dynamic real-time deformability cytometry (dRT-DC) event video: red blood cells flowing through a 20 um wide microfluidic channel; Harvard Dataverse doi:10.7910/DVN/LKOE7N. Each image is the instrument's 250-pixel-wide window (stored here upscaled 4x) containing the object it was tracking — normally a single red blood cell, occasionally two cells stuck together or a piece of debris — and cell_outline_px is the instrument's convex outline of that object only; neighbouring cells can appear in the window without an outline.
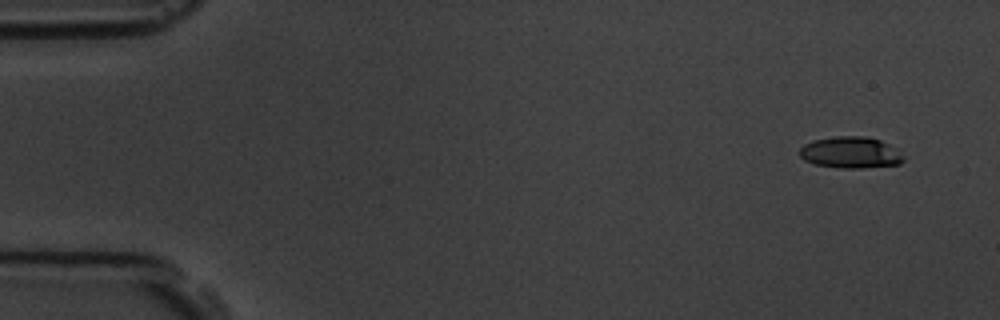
{"species": "common noctule bat (a hibernating species)", "species_latin": "Nyctalus noctula", "temperature_condition": "room temperature", "stored_images_in_passage": 5, "camera_frame_rate_fps": 3000, "um_per_image_px": 0.085, "animal": {"sex": "male", "body_mass_g": 19.5, "forearm_length_mm": 54.6}, "frame": {"image": 1, "passage_image": 5, "time_ms": 6.333, "image_size_px": [1000, 320], "cell_outline_px": [[904, 160], [900, 164], [864, 168], [840, 168], [816, 164], [804, 160], [800, 156], [800, 148], [804, 144], [812, 140], [836, 136], [864, 136], [880, 140], [900, 148]], "centroid_in_image_um": [72.34, 12.96], "position_along_channel_um": 12.7, "area_um2": 19.31}}